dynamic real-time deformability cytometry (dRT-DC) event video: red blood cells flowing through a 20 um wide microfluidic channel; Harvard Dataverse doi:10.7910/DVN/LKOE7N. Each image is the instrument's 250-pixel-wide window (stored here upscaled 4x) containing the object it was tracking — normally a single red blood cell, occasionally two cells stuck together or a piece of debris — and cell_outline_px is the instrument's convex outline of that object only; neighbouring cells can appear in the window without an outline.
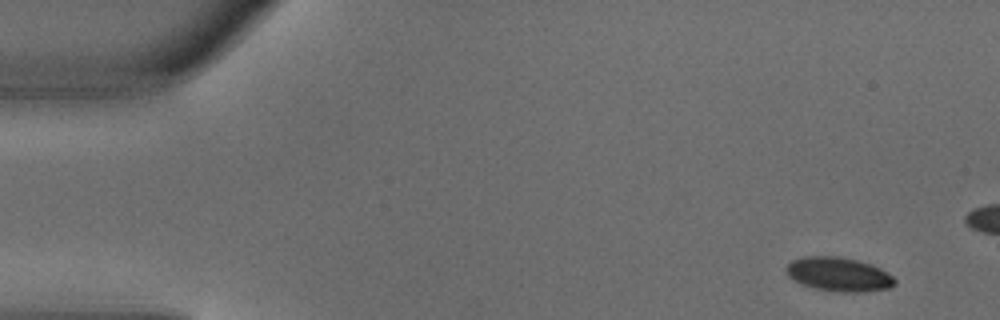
{"species": "common noctule bat (a hibernating species)", "species_latin": "Nyctalus noctula", "temperature_condition": "warm", "stored_images_in_passage": 5, "camera_frame_rate_fps": 3000, "um_per_image_px": 0.085, "animal": {"sex": "male", "body_mass_g": 18.8}, "frame": {"image": 1, "passage_image": 1, "time_ms": 0.0, "image_size_px": [1000, 320], "cell_outline_px": [[896, 284], [888, 288], [860, 292], [836, 292], [816, 288], [804, 284], [788, 276], [784, 268], [792, 260], [804, 256], [836, 256], [856, 260], [872, 264], [880, 268], [892, 276], [896, 280]], "centroid_in_image_um": [71.29, 23.31], "position_along_channel_um": 13.7, "area_um2": 21.39}}